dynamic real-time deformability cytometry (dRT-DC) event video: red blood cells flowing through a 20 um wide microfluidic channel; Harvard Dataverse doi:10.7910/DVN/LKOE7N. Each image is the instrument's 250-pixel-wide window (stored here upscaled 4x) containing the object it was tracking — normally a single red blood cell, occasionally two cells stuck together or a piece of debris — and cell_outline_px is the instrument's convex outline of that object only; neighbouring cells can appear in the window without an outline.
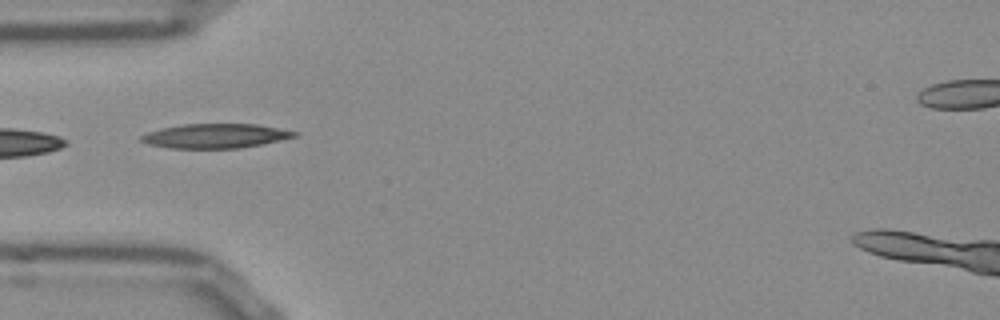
{"species": "Egyptian fruit bat (a non-hibernating species)", "species_latin": "Rousettus aegyptiacus", "temperature_condition": "room temperature", "stored_images_in_passage": 3, "camera_frame_rate_fps": 3000, "um_per_image_px": 0.085, "frame": {"image": 1, "passage_image": 1, "time_ms": 0.0, "image_size_px": [1000, 320], "cell_outline_px": [[300, 132], [296, 136], [260, 144], [240, 148], [168, 148], [148, 144], [140, 140], [140, 136], [148, 132], [164, 128], [184, 124], [256, 124]], "centroid_in_image_um": [18.29, 11.55], "position_along_channel_um": 66.7, "area_um2": 21.5}}